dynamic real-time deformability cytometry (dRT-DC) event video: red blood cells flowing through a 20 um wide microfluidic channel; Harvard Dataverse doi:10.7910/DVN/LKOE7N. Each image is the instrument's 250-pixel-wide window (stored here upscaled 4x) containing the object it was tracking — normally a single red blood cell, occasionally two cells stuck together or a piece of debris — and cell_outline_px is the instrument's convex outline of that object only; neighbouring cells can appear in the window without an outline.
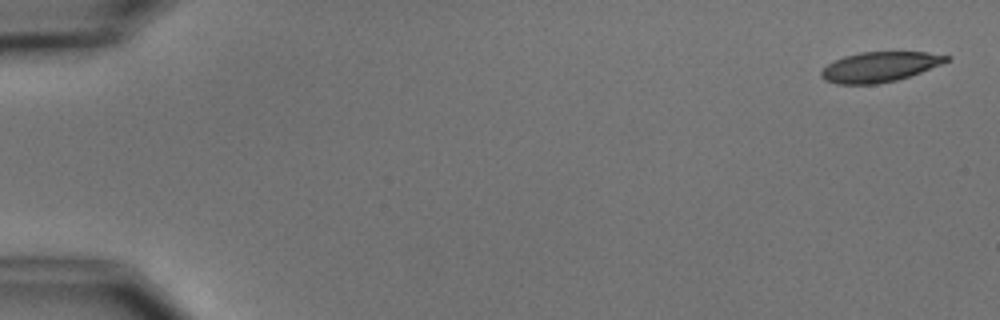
{"species": "common noctule bat (a hibernating species)", "species_latin": "Nyctalus noctula", "temperature_condition": "cold", "stored_images_in_passage": 6, "camera_frame_rate_fps": 3000, "um_per_image_px": 0.085, "animal": {"sex": "male", "body_mass_g": 15.6}, "frame": {"image": 1, "passage_image": 1, "time_ms": 0.0, "image_size_px": [1000, 320], "cell_outline_px": [[952, 56], [948, 60], [940, 64], [920, 72], [896, 80], [876, 84], [836, 84], [824, 80], [820, 76], [820, 72], [828, 64], [844, 56], [860, 52], [928, 52]], "centroid_in_image_um": [74.74, 5.68], "position_along_channel_um": 10.3, "area_um2": 21.73}}
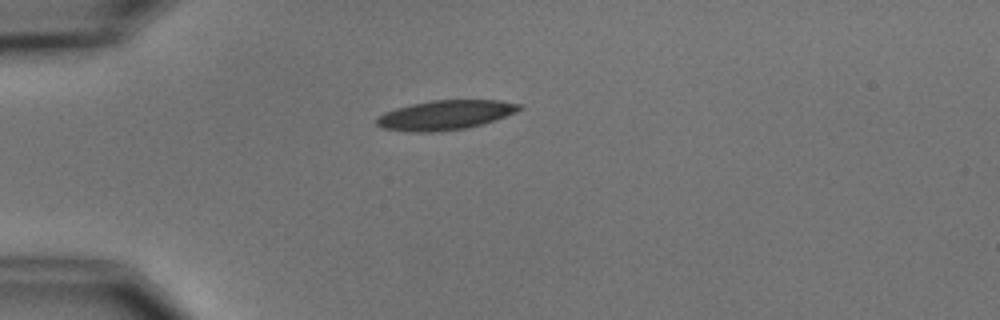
{"frame": {"image": 2, "passage_image": 4, "time_ms": 4.333, "image_size_px": [1000, 320], "cell_outline_px": [[524, 108], [516, 112], [496, 120], [464, 128], [432, 132], [408, 132], [384, 128], [376, 124], [376, 120], [384, 112], [396, 108], [412, 104], [432, 100], [500, 100], [524, 104]], "centroid_in_image_um": [37.9, 9.77], "position_along_channel_um": 47.1, "area_um2": 24.51}}